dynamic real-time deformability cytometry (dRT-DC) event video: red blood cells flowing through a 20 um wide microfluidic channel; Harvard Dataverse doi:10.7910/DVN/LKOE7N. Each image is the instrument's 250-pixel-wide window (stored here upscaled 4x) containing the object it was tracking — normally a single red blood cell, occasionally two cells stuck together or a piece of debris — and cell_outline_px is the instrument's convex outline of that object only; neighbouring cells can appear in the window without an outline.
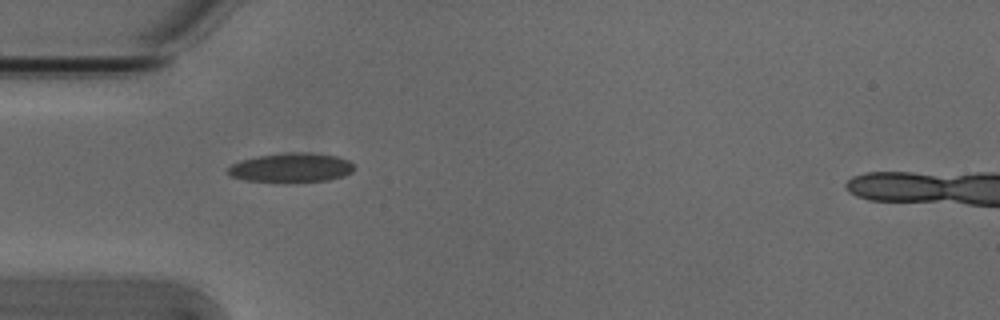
{"species": "Egyptian fruit bat (a non-hibernating species)", "species_latin": "Rousettus aegyptiacus", "temperature_condition": "cold", "stored_images_in_passage": 5, "camera_frame_rate_fps": 3000, "um_per_image_px": 0.085, "animal": {"sex": "male"}, "frame": {"image": 1, "passage_image": 1, "time_ms": 0.0, "image_size_px": [1000, 320], "cell_outline_px": [[352, 172], [344, 176], [328, 180], [296, 184], [276, 184], [244, 180], [232, 176], [228, 172], [228, 168], [232, 164], [240, 160], [260, 156], [288, 152], [308, 152], [336, 156], [348, 160], [352, 164]], "centroid_in_image_um": [24.74, 14.3], "position_along_channel_um": 60.3, "area_um2": 22.2}}
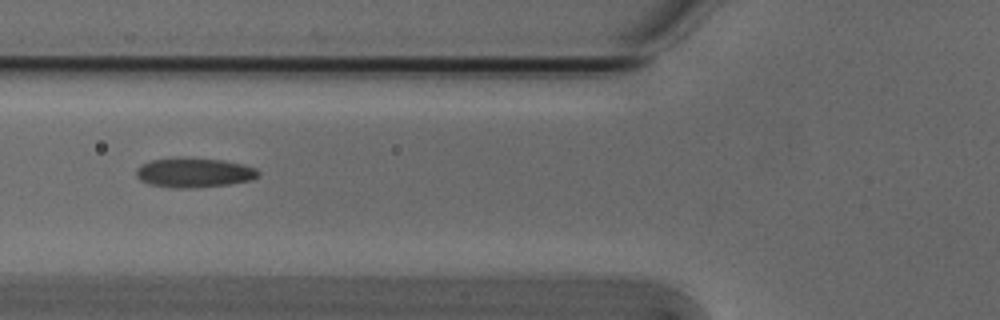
{"frame": {"image": 2, "passage_image": 2, "time_ms": 0.333, "image_size_px": [1000, 320], "cell_outline_px": [[260, 176], [252, 180], [228, 184], [192, 188], [172, 188], [148, 184], [140, 180], [136, 176], [136, 168], [140, 164], [152, 160], [224, 160], [244, 164], [256, 168], [260, 172]], "centroid_in_image_um": [16.52, 14.72], "position_along_channel_um": 109.3, "area_um2": 20.52}}
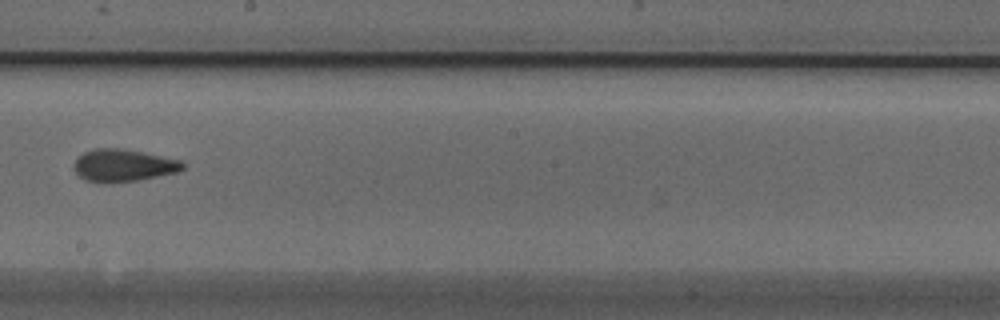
{"frame": {"image": 3, "passage_image": 5, "time_ms": 1.333, "image_size_px": [1000, 320], "cell_outline_px": [[184, 168], [176, 172], [136, 180], [84, 180], [72, 168], [72, 164], [84, 152], [92, 148], [124, 148], [184, 160]], "centroid_in_image_um": [10.51, 14.0], "position_along_channel_um": 237.7, "area_um2": 20.06}}